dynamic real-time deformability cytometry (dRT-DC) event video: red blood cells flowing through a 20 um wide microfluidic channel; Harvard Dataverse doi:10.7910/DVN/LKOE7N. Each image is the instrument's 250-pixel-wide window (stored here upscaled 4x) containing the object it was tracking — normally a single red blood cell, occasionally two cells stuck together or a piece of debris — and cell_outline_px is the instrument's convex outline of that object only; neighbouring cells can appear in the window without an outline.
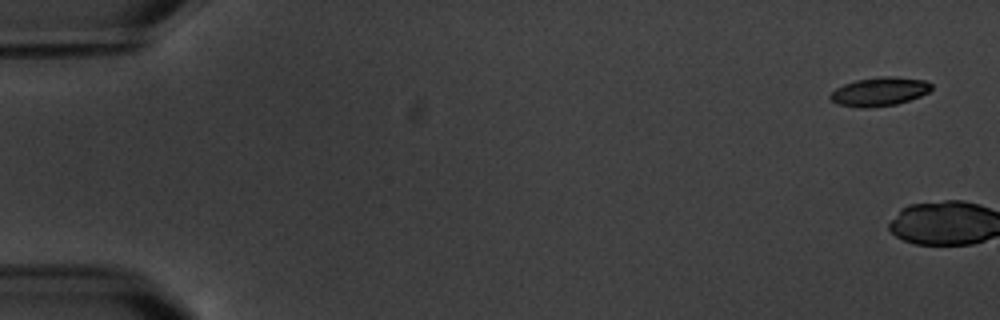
{"species": "common noctule bat (a hibernating species)", "species_latin": "Nyctalus noctula", "temperature_condition": "warm", "stored_images_in_passage": 7, "camera_frame_rate_fps": 3000, "um_per_image_px": 0.085, "animal": {"sex": "male", "body_mass_g": 20.1, "forearm_length_mm": 53.5}, "frame": {"image": 1, "passage_image": 1, "time_ms": 0.0, "image_size_px": [1000, 320], "cell_outline_px": [[932, 88], [928, 92], [920, 96], [896, 104], [868, 108], [860, 108], [836, 104], [828, 96], [836, 88], [844, 84], [856, 80], [880, 76], [896, 76], [924, 80], [932, 84]], "centroid_in_image_um": [74.74, 7.78], "position_along_channel_um": 10.3, "area_um2": 16.99}}